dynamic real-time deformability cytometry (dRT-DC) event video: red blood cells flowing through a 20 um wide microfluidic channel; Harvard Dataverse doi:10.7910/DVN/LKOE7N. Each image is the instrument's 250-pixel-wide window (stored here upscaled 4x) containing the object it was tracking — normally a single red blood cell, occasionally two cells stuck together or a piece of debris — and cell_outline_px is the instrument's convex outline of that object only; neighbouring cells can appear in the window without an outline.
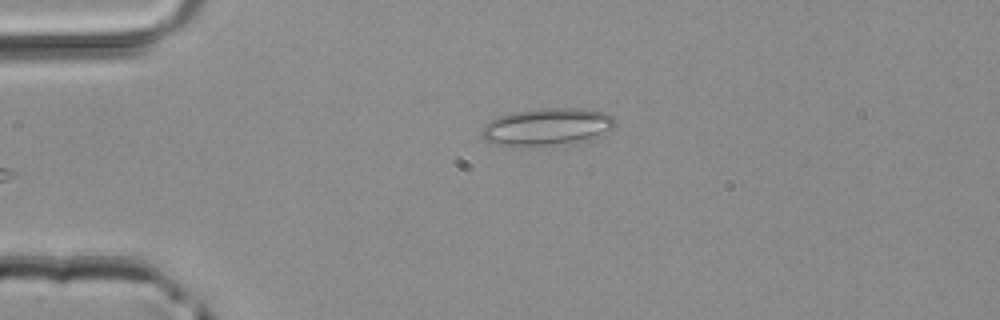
{"species": "common noctule bat (a hibernating species)", "species_latin": "Nyctalus noctula", "temperature_condition": "room temperature", "stored_images_in_passage": 4, "camera_frame_rate_fps": 3000, "um_per_image_px": 0.085, "animal": {"sex": "male", "body_mass_g": 20.4}, "frame": {"image": 1, "passage_image": 4, "time_ms": 1.0, "image_size_px": [1000, 320], "cell_outline_px": [[616, 124], [612, 128], [588, 140], [576, 144], [528, 148], [512, 148], [496, 144], [484, 140], [480, 132], [484, 124], [500, 116], [512, 112], [540, 108], [584, 108], [604, 112], [612, 116], [616, 120]], "centroid_in_image_um": [46.47, 10.83], "position_along_channel_um": 38.5, "area_um2": 30.11}}